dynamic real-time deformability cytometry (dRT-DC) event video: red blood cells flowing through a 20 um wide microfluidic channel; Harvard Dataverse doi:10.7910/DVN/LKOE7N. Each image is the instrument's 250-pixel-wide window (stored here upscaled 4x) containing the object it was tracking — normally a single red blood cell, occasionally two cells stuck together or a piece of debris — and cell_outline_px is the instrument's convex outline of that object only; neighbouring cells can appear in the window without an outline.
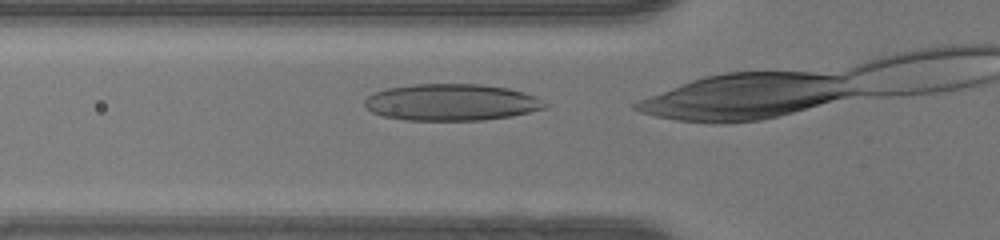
{"species": "human", "species_latin": "Homo sapiens", "temperature_condition": "warm", "stored_images_in_passage": 25, "camera_frame_rate_fps": 3000, "um_per_image_px": 0.085, "donor": {"sex": "female"}, "frame": {"image": 1, "passage_image": 5, "time_ms": 1.333, "image_size_px": [1000, 240], "cell_outline_px": [[548, 108], [512, 116], [484, 120], [404, 120], [384, 116], [372, 112], [364, 104], [364, 100], [368, 96], [376, 92], [388, 88], [412, 84], [480, 84], [508, 88], [524, 92], [536, 96], [548, 104]], "centroid_in_image_um": [38.41, 8.7], "position_along_channel_um": 87.4, "area_um2": 38.67}}
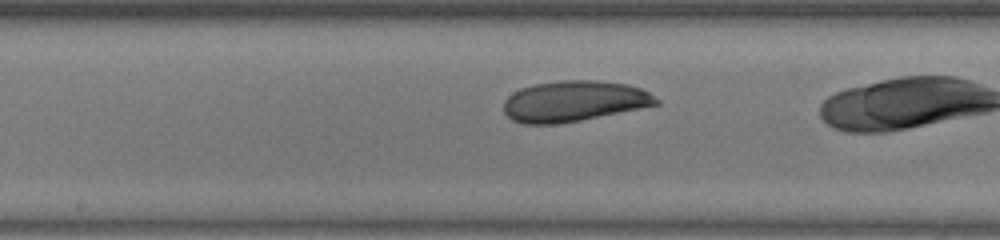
{"frame": {"image": 2, "passage_image": 13, "time_ms": 4.0, "image_size_px": [1000, 240], "cell_outline_px": [[660, 104], [580, 120], [556, 124], [524, 124], [512, 120], [504, 112], [504, 100], [512, 92], [520, 88], [536, 84], [564, 80], [596, 80], [628, 84], [640, 88], [648, 92], [660, 100]], "centroid_in_image_um": [48.77, 8.6], "position_along_channel_um": 199.4, "area_um2": 36.13}}
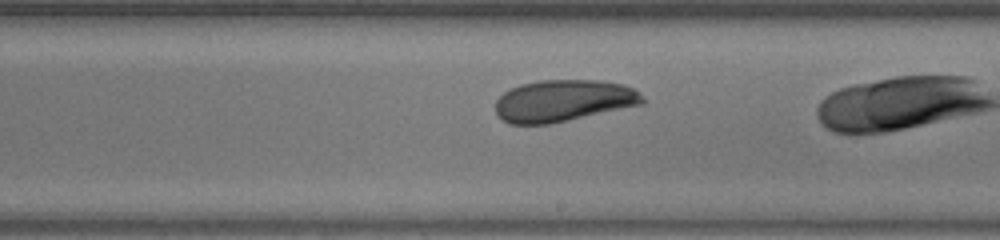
{"frame": {"image": 3, "passage_image": 16, "time_ms": 5.0, "image_size_px": [1000, 240], "cell_outline_px": [[644, 104], [552, 124], [508, 124], [500, 120], [496, 112], [496, 100], [504, 92], [520, 84], [540, 80], [600, 80], [624, 84], [632, 88], [644, 96]], "centroid_in_image_um": [47.89, 8.57], "position_along_channel_um": 241.1, "area_um2": 36.18}}